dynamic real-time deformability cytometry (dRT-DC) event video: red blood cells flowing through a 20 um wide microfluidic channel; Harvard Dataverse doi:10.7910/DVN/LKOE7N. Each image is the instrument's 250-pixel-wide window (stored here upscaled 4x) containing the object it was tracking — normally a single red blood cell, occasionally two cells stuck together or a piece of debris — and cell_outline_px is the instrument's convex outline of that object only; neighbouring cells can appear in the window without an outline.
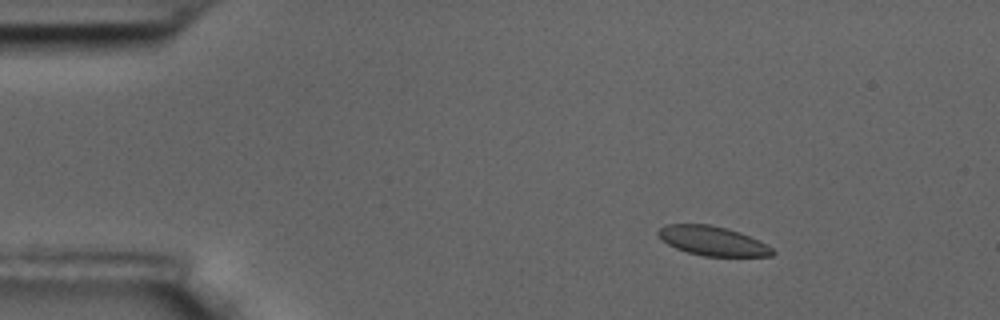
{"species": "common noctule bat (a hibernating species)", "species_latin": "Nyctalus noctula", "temperature_condition": "room temperature", "stored_images_in_passage": 8, "camera_frame_rate_fps": 3000, "um_per_image_px": 0.085, "animal": {"sex": "male", "body_mass_g": 17.5, "forearm_length_mm": 52.3}, "frame": {"image": 1, "passage_image": 2, "time_ms": 0.333, "image_size_px": [1000, 320], "cell_outline_px": [[776, 252], [772, 256], [704, 256], [688, 252], [676, 248], [668, 244], [656, 232], [660, 228], [668, 224], [708, 224], [728, 228], [740, 232], [772, 248]], "centroid_in_image_um": [60.57, 20.47], "position_along_channel_um": 24.4, "area_um2": 19.25}}
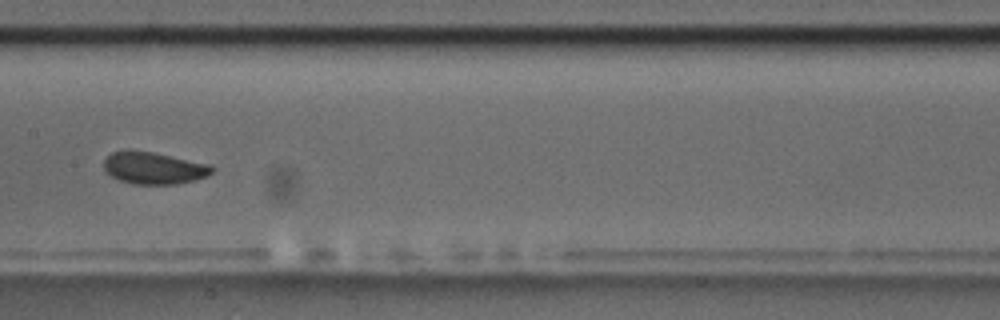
{"frame": {"image": 2, "passage_image": 8, "time_ms": 2.333, "image_size_px": [1000, 320], "cell_outline_px": [[216, 168], [212, 172], [196, 180], [176, 184], [132, 184], [120, 180], [104, 172], [104, 160], [112, 152], [152, 152], [208, 164]], "centroid_in_image_um": [13.08, 14.31], "position_along_channel_um": 194.3, "area_um2": 19.71}}